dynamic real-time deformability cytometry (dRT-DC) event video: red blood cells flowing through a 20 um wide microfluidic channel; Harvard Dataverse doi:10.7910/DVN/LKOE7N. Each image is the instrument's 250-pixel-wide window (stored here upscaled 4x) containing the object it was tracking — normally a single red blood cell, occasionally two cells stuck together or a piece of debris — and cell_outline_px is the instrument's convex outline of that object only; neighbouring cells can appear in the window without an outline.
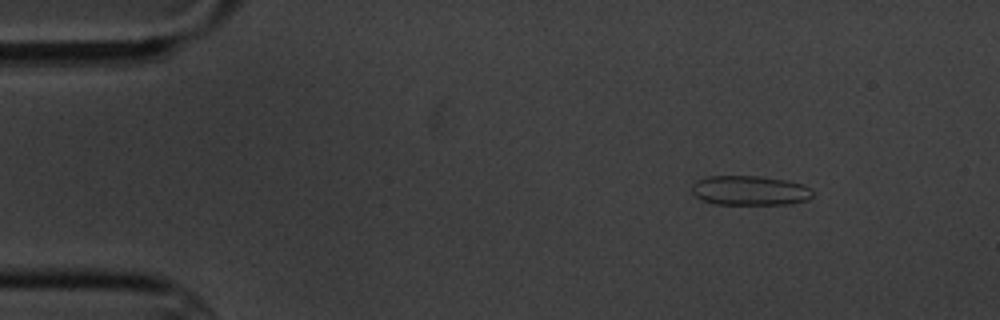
{"species": "common noctule bat (a hibernating species)", "species_latin": "Nyctalus noctula", "temperature_condition": "cold", "stored_images_in_passage": 4, "camera_frame_rate_fps": 3000, "um_per_image_px": 0.085, "animal": {"sex": "male", "body_mass_g": 20.1, "forearm_length_mm": 53.5}, "frame": {"image": 1, "passage_image": 2, "time_ms": 1.0, "image_size_px": [1000, 320], "cell_outline_px": [[812, 196], [808, 200], [792, 204], [716, 204], [704, 200], [696, 196], [692, 192], [692, 184], [696, 180], [708, 176], [760, 176], [788, 180], [804, 184], [812, 188]], "centroid_in_image_um": [63.78, 16.18], "position_along_channel_um": 21.2, "area_um2": 21.04}}